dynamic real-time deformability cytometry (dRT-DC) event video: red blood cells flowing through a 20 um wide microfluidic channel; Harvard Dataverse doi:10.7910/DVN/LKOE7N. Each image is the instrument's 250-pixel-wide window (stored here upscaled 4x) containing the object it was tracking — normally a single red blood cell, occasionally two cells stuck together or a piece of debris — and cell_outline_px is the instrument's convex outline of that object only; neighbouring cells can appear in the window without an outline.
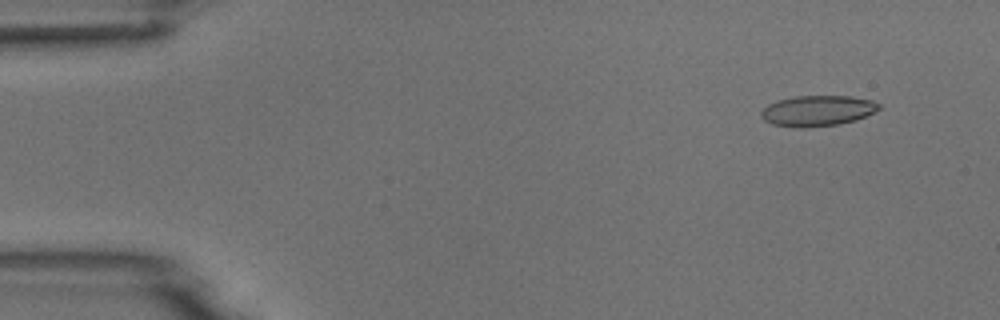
{"species": "common noctule bat (a hibernating species)", "species_latin": "Nyctalus noctula", "temperature_condition": "room temperature", "stored_images_in_passage": 5, "camera_frame_rate_fps": 3000, "um_per_image_px": 0.085, "animal": {"sex": "male", "body_mass_g": 18.8}, "frame": {"image": 1, "passage_image": 2, "time_ms": 1.0, "image_size_px": [1000, 320], "cell_outline_px": [[880, 108], [856, 120], [836, 124], [804, 128], [792, 128], [772, 124], [764, 120], [760, 116], [760, 112], [768, 104], [776, 100], [796, 96], [852, 96], [872, 100], [880, 104]], "centroid_in_image_um": [69.44, 9.41], "position_along_channel_um": 15.6, "area_um2": 21.1}}
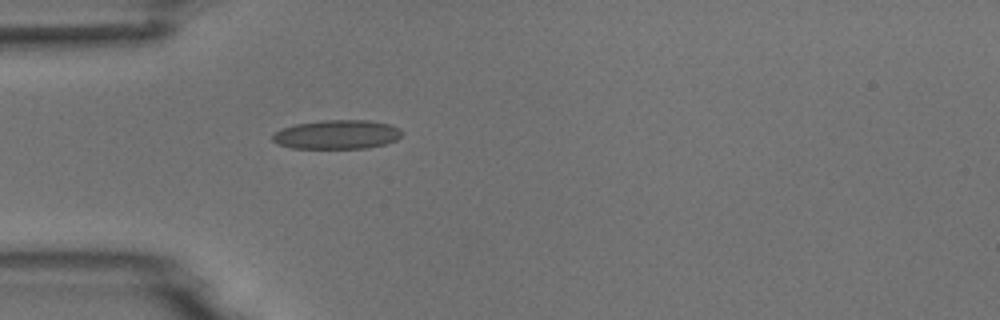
{"frame": {"image": 2, "passage_image": 5, "time_ms": 4.667, "image_size_px": [1000, 320], "cell_outline_px": [[400, 136], [396, 140], [384, 144], [368, 148], [292, 148], [280, 144], [272, 140], [272, 136], [280, 128], [296, 124], [324, 120], [368, 120], [388, 124], [400, 128]], "centroid_in_image_um": [28.63, 11.43], "position_along_channel_um": 56.4, "area_um2": 21.73}}